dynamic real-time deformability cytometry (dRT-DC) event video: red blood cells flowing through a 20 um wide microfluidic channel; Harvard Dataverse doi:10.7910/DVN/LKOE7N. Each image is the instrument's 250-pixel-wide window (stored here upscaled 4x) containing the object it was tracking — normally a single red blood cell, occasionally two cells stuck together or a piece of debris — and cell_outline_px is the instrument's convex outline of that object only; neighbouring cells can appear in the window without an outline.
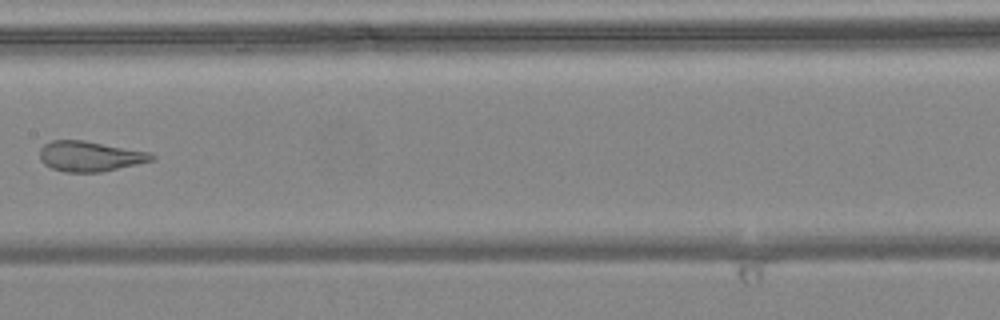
{"species": "common noctule bat (a hibernating species)", "species_latin": "Nyctalus noctula", "temperature_condition": "warm", "stored_images_in_passage": 8, "camera_frame_rate_fps": 3000, "um_per_image_px": 0.085, "animal": {"sex": "female", "body_mass_g": 24.6, "forearm_length_mm": 56.2}, "frame": {"image": 1, "passage_image": 7, "time_ms": 2.0, "image_size_px": [1000, 320], "cell_outline_px": [[156, 160], [100, 172], [64, 172], [52, 168], [44, 164], [40, 160], [40, 148], [44, 144], [52, 140], [84, 140], [148, 152], [156, 156]], "centroid_in_image_um": [7.63, 13.28], "position_along_channel_um": 199.8, "area_um2": 19.71}}
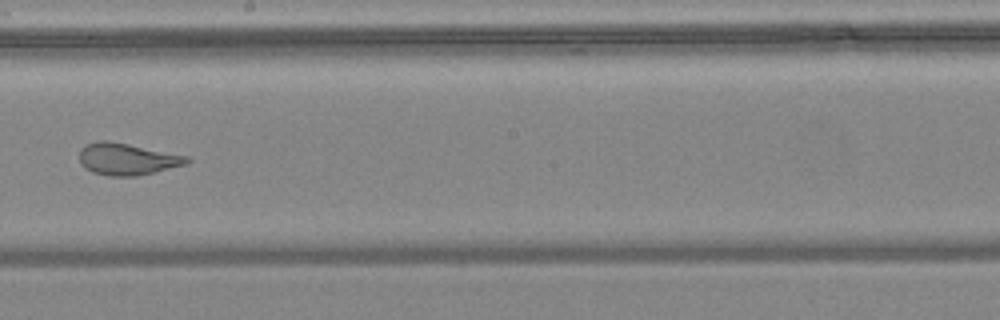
{"frame": {"image": 2, "passage_image": 8, "time_ms": 2.333, "image_size_px": [1000, 320], "cell_outline_px": [[192, 160], [188, 164], [136, 176], [108, 176], [92, 172], [80, 164], [80, 148], [84, 144], [96, 140], [108, 140], [188, 156]], "centroid_in_image_um": [10.78, 13.51], "position_along_channel_um": 237.4, "area_um2": 20.06}}